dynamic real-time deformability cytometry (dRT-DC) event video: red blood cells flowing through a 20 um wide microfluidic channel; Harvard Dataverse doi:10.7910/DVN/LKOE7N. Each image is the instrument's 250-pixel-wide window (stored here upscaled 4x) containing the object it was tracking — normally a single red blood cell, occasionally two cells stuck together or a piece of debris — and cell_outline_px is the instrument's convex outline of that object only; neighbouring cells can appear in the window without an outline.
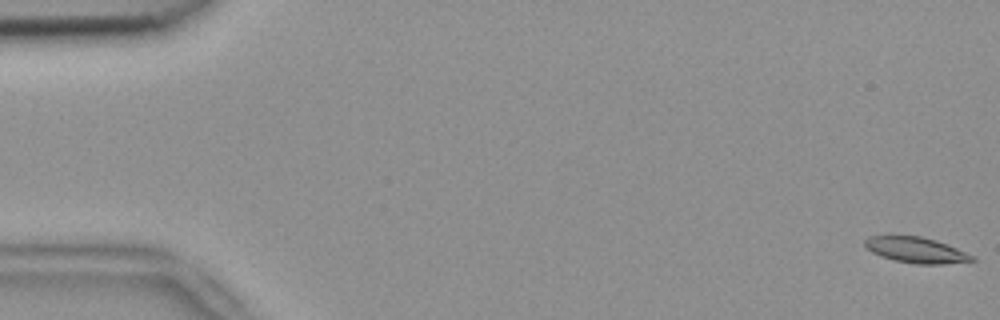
{"species": "common noctule bat (a hibernating species)", "species_latin": "Nyctalus noctula", "temperature_condition": "room temperature", "stored_images_in_passage": 54, "camera_frame_rate_fps": 3000, "um_per_image_px": 0.085, "animal": {"sex": "female", "body_mass_g": 18.4}, "frame": {"image": 1, "passage_image": 1, "time_ms": 0.0, "image_size_px": [1000, 320], "cell_outline_px": [[976, 260], [944, 264], [916, 264], [896, 260], [880, 256], [872, 252], [864, 244], [864, 240], [868, 236], [920, 236], [936, 240], [976, 256]], "centroid_in_image_um": [77.89, 21.25], "position_along_channel_um": 7.1, "area_um2": 15.95}}
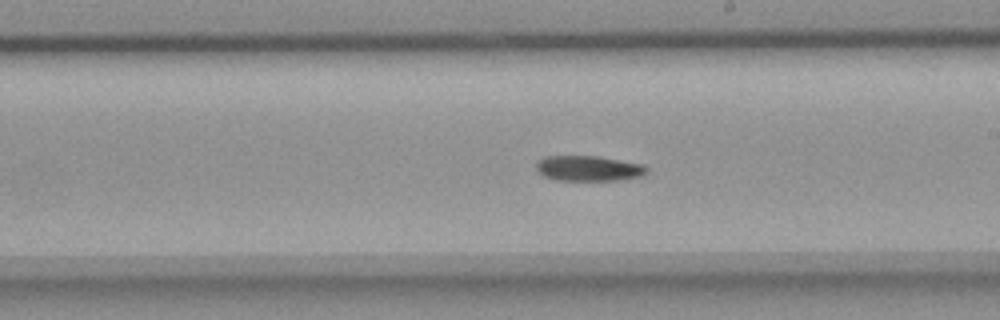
{"frame": {"image": 2, "passage_image": 31, "time_ms": 10.0, "image_size_px": [1000, 320], "cell_outline_px": [[648, 172], [640, 176], [620, 180], [556, 180], [544, 176], [536, 168], [536, 160], [544, 156], [596, 156], [644, 164], [648, 168]], "centroid_in_image_um": [50.02, 14.3], "position_along_channel_um": 239.0, "area_um2": 16.36}}
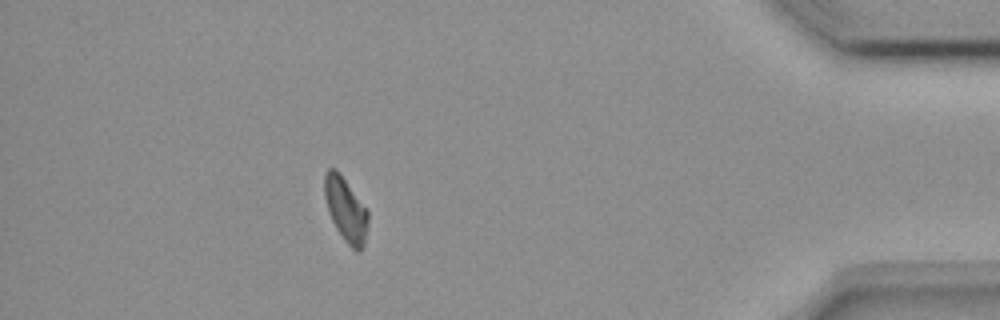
{"frame": {"image": 3, "passage_image": 48, "time_ms": 15.667, "image_size_px": [1000, 320], "cell_outline_px": [[368, 220], [364, 244], [360, 252], [356, 252], [344, 240], [336, 228], [332, 220], [324, 196], [324, 172], [328, 168], [336, 168], [340, 172], [368, 212]], "centroid_in_image_um": [29.37, 17.79], "position_along_channel_um": 405.8, "area_um2": 16.13}, "authors_computed_cell_mechanics": {"area_um2": 16.5019, "velocity_mm_per_s": 3.7998, "shape_relaxation_time_tau1_ms": 3.6747, "shape_relaxation_time_tau2_ms": null, "deformation_change_tau1": 0.1403, "deformation_change_tau2": null}}